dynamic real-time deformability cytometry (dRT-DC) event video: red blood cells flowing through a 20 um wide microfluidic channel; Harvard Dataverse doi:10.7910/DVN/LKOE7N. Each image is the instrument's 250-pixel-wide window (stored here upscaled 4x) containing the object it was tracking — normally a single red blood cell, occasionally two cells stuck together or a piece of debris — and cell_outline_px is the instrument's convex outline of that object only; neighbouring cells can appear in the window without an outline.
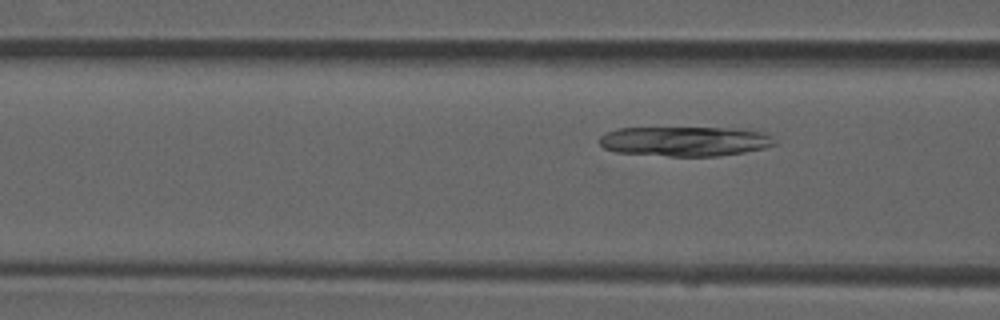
{"species": "common noctule bat (a hibernating species)", "species_latin": "Nyctalus noctula", "temperature_condition": "room temperature", "stored_images_in_passage": 8, "segment_of_instrument_passage": [2, 2], "camera_frame_rate_fps": 3000, "um_per_image_px": 0.085, "animal": {"sex": "male", "forearm_length_mm": 52.5}, "frame": {"image": 1, "passage_image": 8, "time_ms": 2.333, "image_size_px": [1000, 320], "cell_outline_px": [[780, 144], [764, 148], [744, 152], [716, 156], [668, 156], [616, 152], [604, 148], [600, 144], [600, 136], [604, 132], [616, 128], [728, 128], [764, 132], [772, 136]], "centroid_in_image_um": [58.23, 12.01], "position_along_channel_um": 108.4, "area_um2": 30.52}}